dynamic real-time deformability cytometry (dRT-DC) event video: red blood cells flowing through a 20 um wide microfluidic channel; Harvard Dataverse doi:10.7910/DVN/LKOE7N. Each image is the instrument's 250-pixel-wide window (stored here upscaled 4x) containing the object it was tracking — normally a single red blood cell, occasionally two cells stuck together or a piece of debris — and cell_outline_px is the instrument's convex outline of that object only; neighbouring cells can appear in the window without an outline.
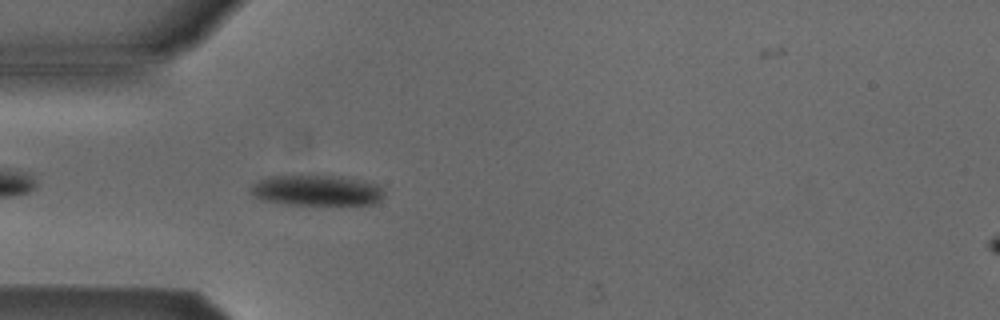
{"species": "Egyptian fruit bat (a non-hibernating species)", "species_latin": "Rousettus aegyptiacus", "temperature_condition": "cold", "stored_images_in_passage": 38, "camera_frame_rate_fps": 3000, "um_per_image_px": 0.085, "animal": {"sex": "male"}, "frame": {"image": 1, "passage_image": 4, "time_ms": 1.0, "image_size_px": [1000, 320], "cell_outline_px": [[384, 192], [380, 200], [376, 204], [288, 204], [260, 200], [248, 192], [252, 184], [268, 176], [332, 176], [356, 180], [376, 184]], "centroid_in_image_um": [26.84, 16.19], "position_along_channel_um": 58.2, "area_um2": 23.41}}
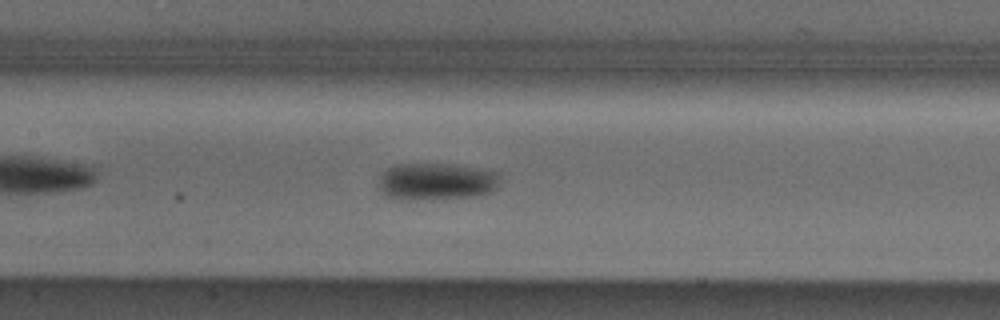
{"frame": {"image": 2, "passage_image": 13, "time_ms": 4.0, "image_size_px": [1000, 320], "cell_outline_px": [[500, 184], [492, 192], [472, 196], [408, 200], [404, 200], [384, 196], [380, 188], [380, 176], [392, 164], [456, 164], [500, 172]], "centroid_in_image_um": [37.12, 15.41], "position_along_channel_um": 170.3, "area_um2": 26.41}}
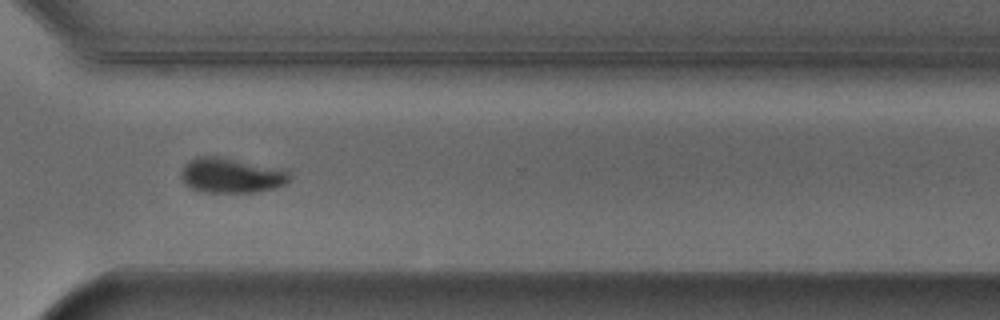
{"frame": {"image": 3, "passage_image": 27, "time_ms": 8.667, "image_size_px": [1000, 320], "cell_outline_px": [[292, 176], [284, 184], [272, 188], [256, 192], [204, 192], [192, 188], [184, 184], [180, 176], [180, 172], [184, 164], [188, 160], [196, 156], [220, 156], [288, 168]], "centroid_in_image_um": [19.68, 14.87], "position_along_channel_um": 350.9, "area_um2": 22.77}, "authors_computed_cell_mechanics": {"area_um2": 23.7558, "velocity_mm_per_s": 3.8658, "shape_relaxation_time_tau1_ms": 2.4814, "shape_relaxation_time_tau2_ms": null, "deformation_change_tau1": 0.0744, "deformation_change_tau2": null}}